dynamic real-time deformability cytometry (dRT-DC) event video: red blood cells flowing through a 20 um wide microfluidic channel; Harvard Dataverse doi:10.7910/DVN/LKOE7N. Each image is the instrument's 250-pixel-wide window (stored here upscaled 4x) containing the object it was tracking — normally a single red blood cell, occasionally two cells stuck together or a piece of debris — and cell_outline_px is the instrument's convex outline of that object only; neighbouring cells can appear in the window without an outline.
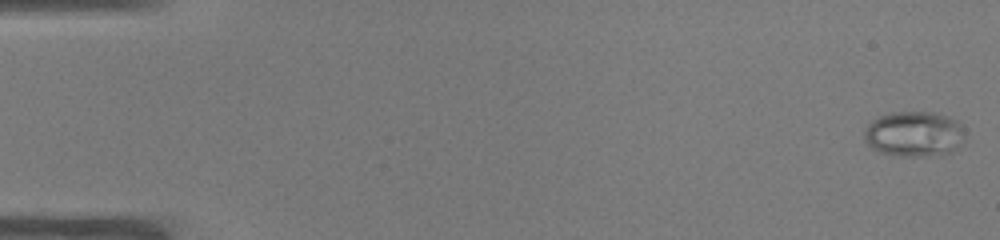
{"species": "common noctule bat (a hibernating species)", "species_latin": "Nyctalus noctula", "temperature_condition": "warm", "stored_images_in_passage": 51, "camera_frame_rate_fps": 3000, "um_per_image_px": 0.085, "animal": {"sex": "male", "body_mass_g": 19.0, "forearm_length_mm": 50.8}, "frame": {"image": 1, "passage_image": 1, "time_ms": 0.0, "image_size_px": [1000, 240], "cell_outline_px": [[964, 140], [952, 152], [924, 156], [896, 156], [880, 152], [872, 148], [864, 140], [864, 128], [872, 120], [880, 116], [892, 112], [936, 112], [948, 116], [956, 120], [964, 128]], "centroid_in_image_um": [77.69, 11.38], "position_along_channel_um": 7.3, "area_um2": 26.82}}
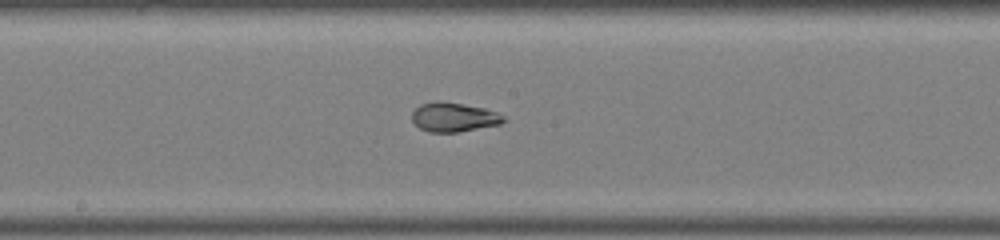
{"frame": {"image": 2, "passage_image": 28, "time_ms": 9.0, "image_size_px": [1000, 240], "cell_outline_px": [[504, 120], [500, 124], [456, 132], [428, 132], [420, 128], [412, 120], [412, 112], [420, 104], [436, 100], [440, 100], [464, 104], [484, 108], [496, 112], [504, 116]], "centroid_in_image_um": [38.53, 9.94], "position_along_channel_um": 209.7, "area_um2": 15.55}}
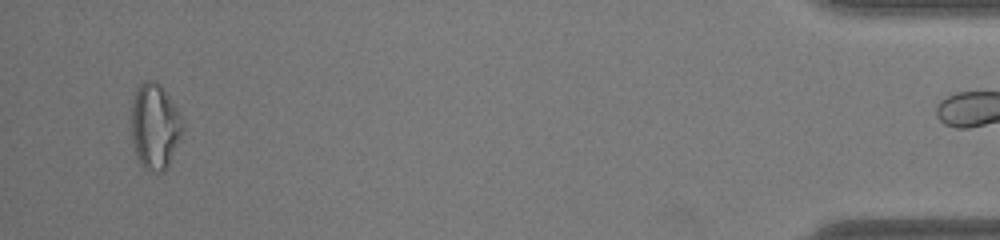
{"frame": {"image": 3, "passage_image": 50, "time_ms": 16.333, "image_size_px": [1000, 240], "cell_outline_px": [[184, 128], [168, 164], [164, 172], [160, 172], [144, 168], [140, 164], [136, 156], [132, 140], [132, 100], [136, 88], [140, 80], [156, 80], [160, 84], [184, 120]], "centroid_in_image_um": [13.15, 10.69], "position_along_channel_um": 422.1, "area_um2": 25.61}}